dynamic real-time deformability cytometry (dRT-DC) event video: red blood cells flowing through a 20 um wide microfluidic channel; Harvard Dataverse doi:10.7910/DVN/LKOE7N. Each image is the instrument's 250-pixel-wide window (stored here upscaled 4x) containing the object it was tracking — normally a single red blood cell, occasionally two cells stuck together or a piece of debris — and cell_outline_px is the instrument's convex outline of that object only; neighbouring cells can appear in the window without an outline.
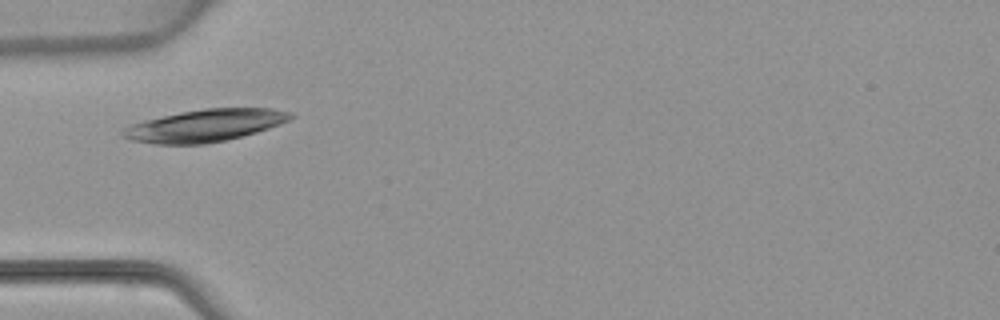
{"species": "common noctule bat (a hibernating species)", "species_latin": "Nyctalus noctula", "temperature_condition": "warm", "stored_images_in_passage": 2, "camera_frame_rate_fps": 3000, "um_per_image_px": 0.085, "animal": {"sex": "female", "body_mass_g": 22.7, "forearm_length_mm": 54.2}, "frame": {"image": 1, "passage_image": 2, "time_ms": 1.333, "image_size_px": [1000, 320], "cell_outline_px": [[296, 116], [280, 124], [256, 132], [224, 140], [204, 144], [156, 144], [132, 140], [120, 136], [120, 132], [128, 124], [144, 120], [180, 112], [204, 108], [272, 108], [292, 112]], "centroid_in_image_um": [17.39, 10.66], "position_along_channel_um": 67.6, "area_um2": 31.56}}